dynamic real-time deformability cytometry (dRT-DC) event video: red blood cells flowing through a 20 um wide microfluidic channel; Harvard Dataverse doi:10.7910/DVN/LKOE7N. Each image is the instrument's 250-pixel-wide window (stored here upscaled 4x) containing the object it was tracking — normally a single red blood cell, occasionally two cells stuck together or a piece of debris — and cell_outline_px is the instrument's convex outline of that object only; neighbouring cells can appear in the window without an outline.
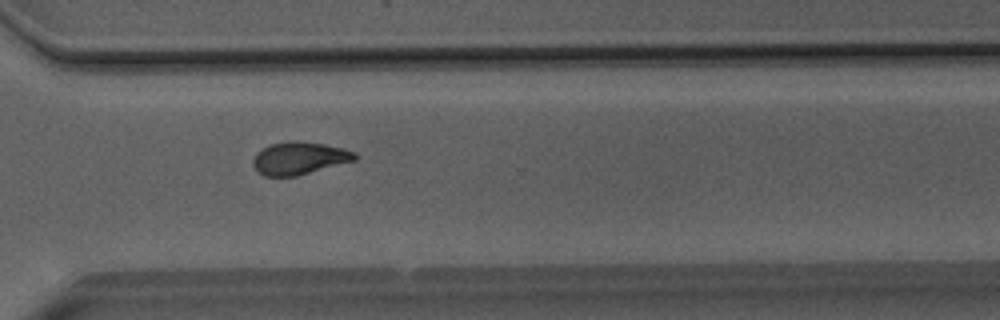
{"species": "Egyptian fruit bat (a non-hibernating species)", "species_latin": "Rousettus aegyptiacus", "temperature_condition": "room temperature", "stored_images_in_passage": 45, "camera_frame_rate_fps": 3000, "um_per_image_px": 0.085, "animal": {"sex": "male"}, "frame": {"image": 1, "passage_image": 32, "time_ms": 10.333, "image_size_px": [1000, 320], "cell_outline_px": [[356, 160], [296, 176], [264, 176], [252, 164], [252, 160], [256, 152], [268, 144], [292, 140], [324, 144], [356, 152]], "centroid_in_image_um": [25.4, 13.44], "position_along_channel_um": 345.2, "area_um2": 19.25}}
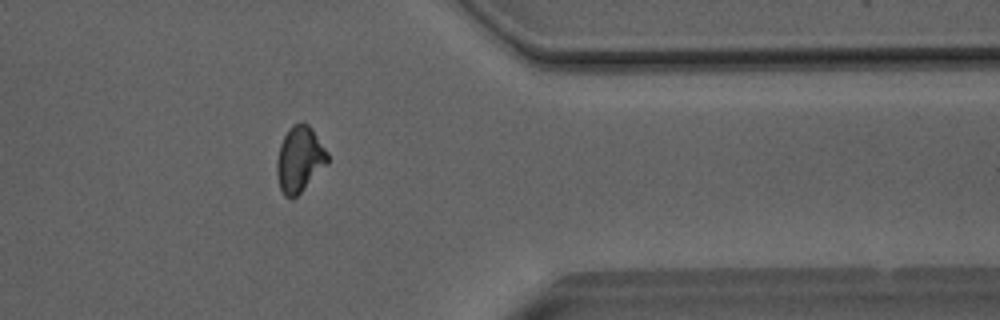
{"frame": {"image": 2, "passage_image": 36, "time_ms": 11.667, "image_size_px": [1000, 320], "cell_outline_px": [[328, 164], [292, 200], [284, 196], [280, 188], [276, 176], [276, 160], [280, 144], [288, 128], [292, 124], [308, 124], [312, 128], [328, 152]], "centroid_in_image_um": [25.45, 13.55], "position_along_channel_um": 385.9, "area_um2": 19.54}}
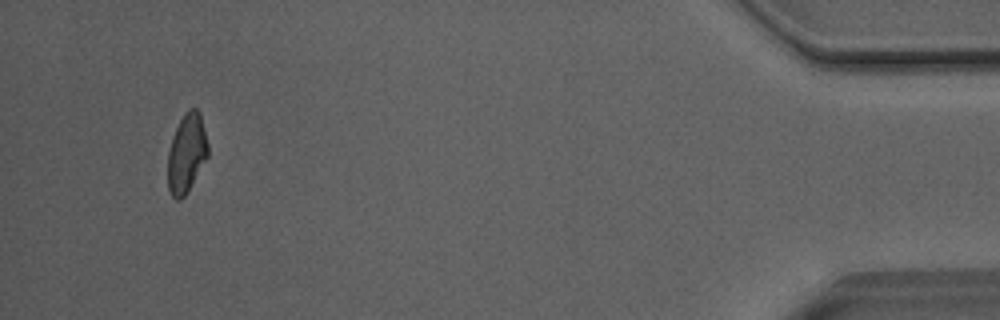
{"frame": {"image": 3, "passage_image": 43, "time_ms": 14.0, "image_size_px": [1000, 320], "cell_outline_px": [[208, 156], [184, 196], [180, 200], [176, 200], [168, 192], [168, 152], [176, 128], [184, 112], [188, 108], [196, 108], [200, 112], [208, 144]], "centroid_in_image_um": [15.86, 13.01], "position_along_channel_um": 419.3, "area_um2": 18.32}, "authors_computed_cell_mechanics": {"area_um2": 19.4786, "velocity_mm_per_s": 4.0501, "shape_relaxation_time_tau1_ms": 8.7815, "shape_relaxation_time_tau2_ms": 3.4266, "deformation_change_tau1": 0.2074, "deformation_change_tau2": 0.0652}}